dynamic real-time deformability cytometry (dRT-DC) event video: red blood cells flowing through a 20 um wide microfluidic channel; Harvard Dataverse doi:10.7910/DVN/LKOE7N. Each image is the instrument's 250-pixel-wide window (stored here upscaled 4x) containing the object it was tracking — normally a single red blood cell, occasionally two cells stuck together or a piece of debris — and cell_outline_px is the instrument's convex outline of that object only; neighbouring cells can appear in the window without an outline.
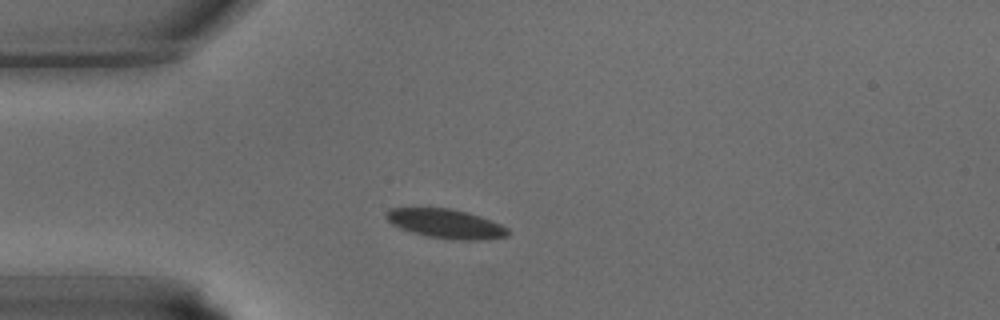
{"species": "common noctule bat (a hibernating species)", "species_latin": "Nyctalus noctula", "temperature_condition": "warm", "stored_images_in_passage": 30, "camera_frame_rate_fps": 3000, "um_per_image_px": 0.085, "animal": {"sex": "male", "body_mass_g": 15.6}, "frame": {"image": 1, "passage_image": 1, "time_ms": 0.0, "image_size_px": [1000, 320], "cell_outline_px": [[512, 232], [508, 236], [488, 240], [460, 240], [428, 236], [412, 232], [400, 228], [392, 224], [384, 216], [384, 212], [392, 208], [452, 208], [468, 212], [480, 216], [500, 224], [508, 228]], "centroid_in_image_um": [37.93, 19.01], "position_along_channel_um": 47.1, "area_um2": 20.87}}
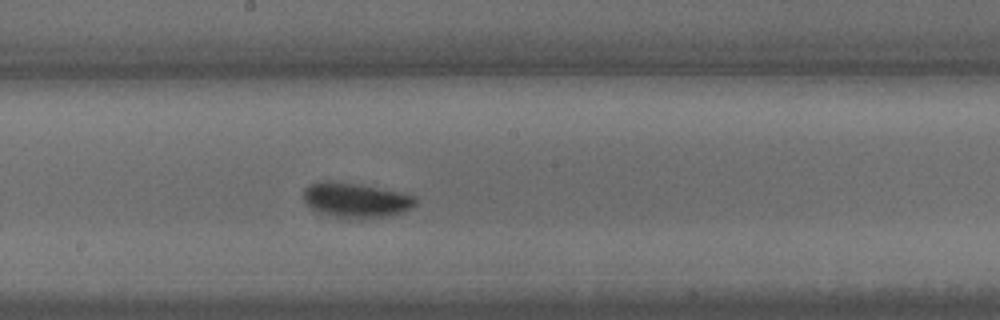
{"frame": {"image": 2, "passage_image": 12, "time_ms": 3.667, "image_size_px": [1000, 320], "cell_outline_px": [[416, 204], [412, 208], [388, 216], [360, 220], [328, 216], [312, 208], [304, 200], [304, 188], [308, 184], [320, 180], [328, 180], [360, 184], [400, 192], [416, 196]], "centroid_in_image_um": [30.23, 17.01], "position_along_channel_um": 218.0, "area_um2": 23.12}}
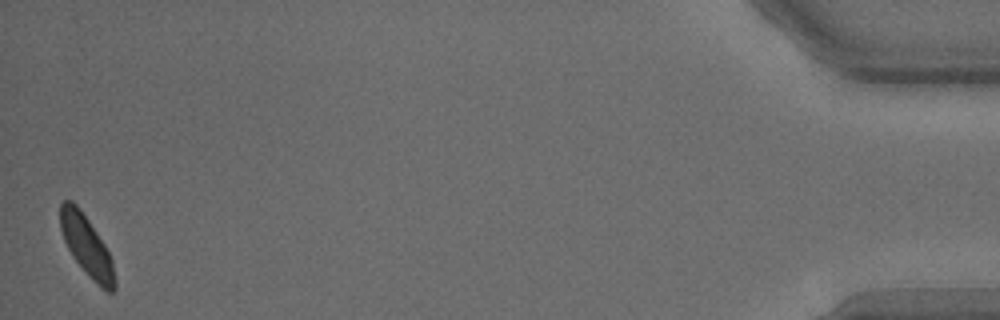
{"frame": {"image": 3, "passage_image": 30, "time_ms": 9.667, "image_size_px": [1000, 320], "cell_outline_px": [[116, 288], [112, 292], [108, 292], [100, 288], [88, 276], [72, 256], [64, 240], [60, 228], [60, 204], [64, 200], [72, 200], [80, 208], [104, 244], [112, 260], [116, 280]], "centroid_in_image_um": [7.37, 20.93], "position_along_channel_um": 427.8, "area_um2": 19.13}}